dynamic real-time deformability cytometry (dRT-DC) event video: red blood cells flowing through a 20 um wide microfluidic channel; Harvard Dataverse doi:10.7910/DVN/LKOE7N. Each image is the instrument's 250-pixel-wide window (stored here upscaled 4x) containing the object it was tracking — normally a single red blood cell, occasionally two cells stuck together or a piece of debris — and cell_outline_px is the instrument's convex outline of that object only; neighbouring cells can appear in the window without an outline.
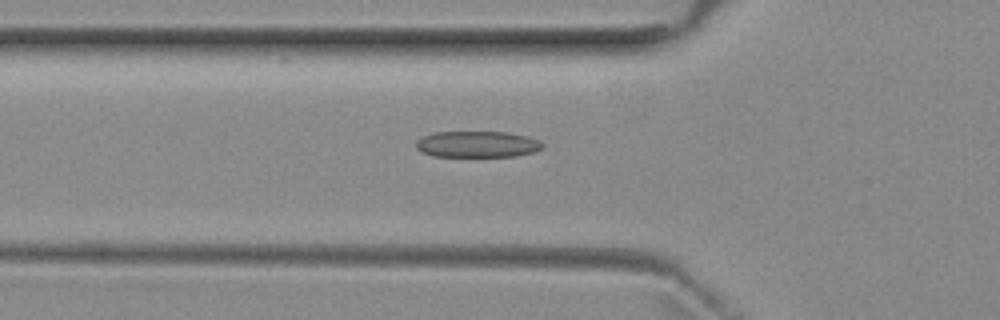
{"species": "common noctule bat (a hibernating species)", "species_latin": "Nyctalus noctula", "temperature_condition": "room temperature", "stored_images_in_passage": 37, "camera_frame_rate_fps": 3000, "um_per_image_px": 0.085, "animal": {"sex": "female", "body_mass_g": 29.2, "forearm_length_mm": 56.3}, "frame": {"image": 1, "passage_image": 3, "time_ms": 0.667, "image_size_px": [1000, 320], "cell_outline_px": [[544, 144], [536, 152], [516, 156], [432, 156], [416, 148], [416, 140], [424, 136], [436, 132], [508, 132], [528, 136], [540, 140]], "centroid_in_image_um": [40.61, 12.26], "position_along_channel_um": 85.2, "area_um2": 19.36}}
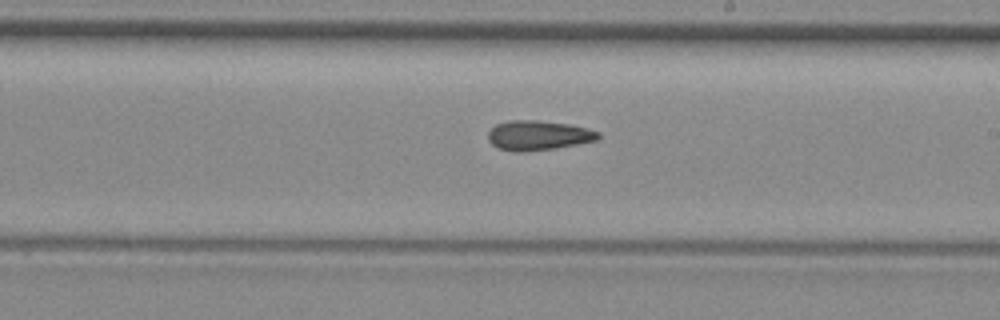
{"frame": {"image": 2, "passage_image": 15, "time_ms": 4.667, "image_size_px": [1000, 320], "cell_outline_px": [[600, 136], [596, 140], [556, 148], [524, 152], [512, 152], [500, 148], [492, 144], [488, 140], [488, 132], [496, 124], [508, 120], [532, 120], [568, 124], [588, 128], [600, 132]], "centroid_in_image_um": [45.73, 11.51], "position_along_channel_um": 243.3, "area_um2": 19.02}}
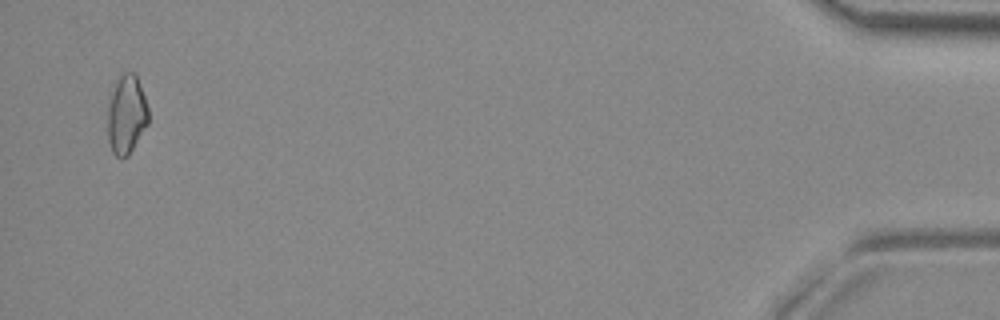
{"frame": {"image": 3, "passage_image": 36, "time_ms": 11.667, "image_size_px": [1000, 320], "cell_outline_px": [[148, 124], [128, 156], [120, 160], [112, 152], [108, 140], [108, 108], [112, 92], [116, 80], [124, 72], [136, 72], [148, 108]], "centroid_in_image_um": [10.75, 9.76], "position_along_channel_um": 424.4, "area_um2": 18.79}, "authors_computed_cell_mechanics": {"area_um2": 18.3804, "velocity_mm_per_s": 3.9323, "shape_relaxation_time_tau1_ms": null, "shape_relaxation_time_tau2_ms": 9.8186, "deformation_change_tau1": null, "deformation_change_tau2": 0.2131}}